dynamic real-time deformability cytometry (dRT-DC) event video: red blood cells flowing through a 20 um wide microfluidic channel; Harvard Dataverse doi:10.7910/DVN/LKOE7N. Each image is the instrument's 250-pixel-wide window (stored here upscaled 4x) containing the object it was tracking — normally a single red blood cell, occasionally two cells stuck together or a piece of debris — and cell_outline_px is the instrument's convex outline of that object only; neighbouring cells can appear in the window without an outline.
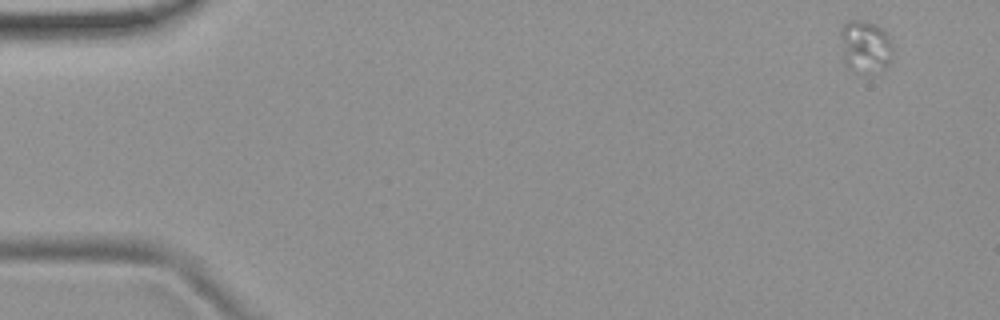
{"species": "common noctule bat (a hibernating species)", "species_latin": "Nyctalus noctula", "temperature_condition": "room temperature", "stored_images_in_passage": 4, "camera_frame_rate_fps": 3000, "um_per_image_px": 0.085, "animal": {"sex": "female", "body_mass_g": 19.9}, "frame": {"image": 1, "passage_image": 1, "time_ms": 0.0, "image_size_px": [1000, 320], "cell_outline_px": [[892, 52], [888, 64], [884, 68], [848, 68], [844, 64], [840, 32], [840, 28], [848, 20], [860, 20], [876, 24], [888, 36], [892, 48]], "centroid_in_image_um": [73.5, 3.85], "position_along_channel_um": 11.5, "area_um2": 15.09}}